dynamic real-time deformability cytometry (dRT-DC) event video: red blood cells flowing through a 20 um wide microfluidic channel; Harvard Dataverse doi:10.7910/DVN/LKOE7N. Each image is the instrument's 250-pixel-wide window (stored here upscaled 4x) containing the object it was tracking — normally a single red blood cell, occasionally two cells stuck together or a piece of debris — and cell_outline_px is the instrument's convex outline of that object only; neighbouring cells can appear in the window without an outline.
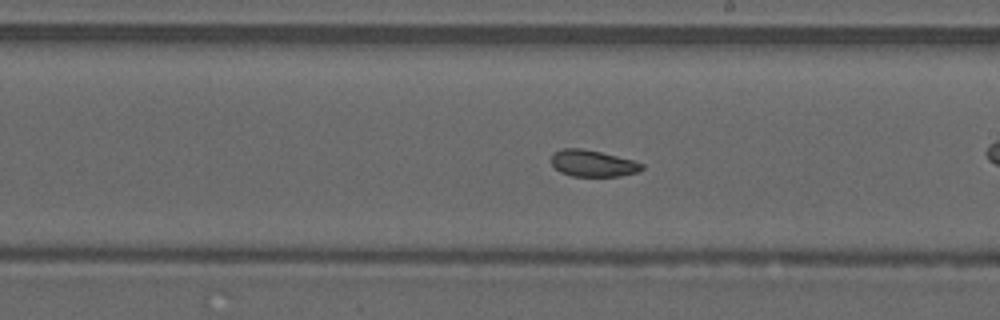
{"species": "common noctule bat (a hibernating species)", "species_latin": "Nyctalus noctula", "temperature_condition": "warm", "stored_images_in_passage": 52, "camera_frame_rate_fps": 3000, "um_per_image_px": 0.085, "animal": {"sex": "male", "forearm_length_mm": 52.5}, "frame": {"image": 1, "passage_image": 30, "time_ms": 9.667, "image_size_px": [1000, 320], "cell_outline_px": [[644, 168], [636, 172], [620, 176], [572, 176], [560, 172], [552, 164], [552, 152], [564, 148], [580, 148], [600, 152], [632, 160], [644, 164]], "centroid_in_image_um": [50.37, 13.89], "position_along_channel_um": 238.6, "area_um2": 13.87}, "authors_computed_cell_mechanics": {"area_um2": 16.0684, "velocity_mm_per_s": 4.0872, "shape_relaxation_time_tau1_ms": null, "shape_relaxation_time_tau2_ms": 3.2627, "deformation_change_tau1": null, "deformation_change_tau2": 0.0798}}